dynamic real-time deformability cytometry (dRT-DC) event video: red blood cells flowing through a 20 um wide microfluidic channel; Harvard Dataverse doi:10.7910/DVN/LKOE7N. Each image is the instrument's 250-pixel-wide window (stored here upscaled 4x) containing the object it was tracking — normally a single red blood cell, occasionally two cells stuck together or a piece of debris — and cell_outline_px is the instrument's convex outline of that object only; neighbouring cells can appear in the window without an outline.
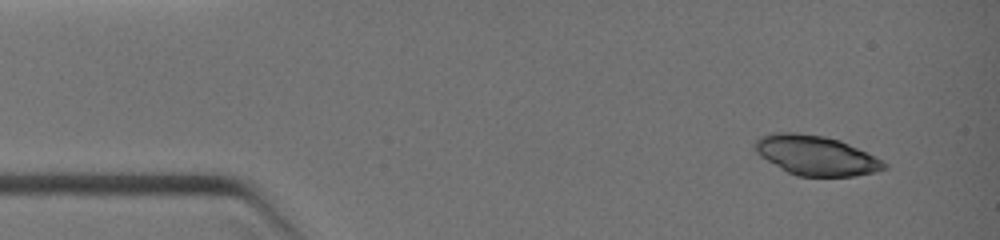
{"species": "common noctule bat (a hibernating species)", "species_latin": "Nyctalus noctula", "temperature_condition": "warm", "stored_images_in_passage": 9, "camera_frame_rate_fps": 3000, "um_per_image_px": 0.085, "animal": {"sex": "female", "body_mass_g": 19.0, "forearm_length_mm": 51.5}, "frame": {"image": 1, "passage_image": 1, "time_ms": 0.0, "image_size_px": [1000, 240], "cell_outline_px": [[888, 164], [884, 168], [876, 172], [856, 176], [796, 176], [788, 172], [760, 156], [752, 148], [752, 144], [760, 136], [772, 132], [796, 132], [824, 136], [840, 140]], "centroid_in_image_um": [69.28, 13.2], "position_along_channel_um": 15.7, "area_um2": 29.71}}